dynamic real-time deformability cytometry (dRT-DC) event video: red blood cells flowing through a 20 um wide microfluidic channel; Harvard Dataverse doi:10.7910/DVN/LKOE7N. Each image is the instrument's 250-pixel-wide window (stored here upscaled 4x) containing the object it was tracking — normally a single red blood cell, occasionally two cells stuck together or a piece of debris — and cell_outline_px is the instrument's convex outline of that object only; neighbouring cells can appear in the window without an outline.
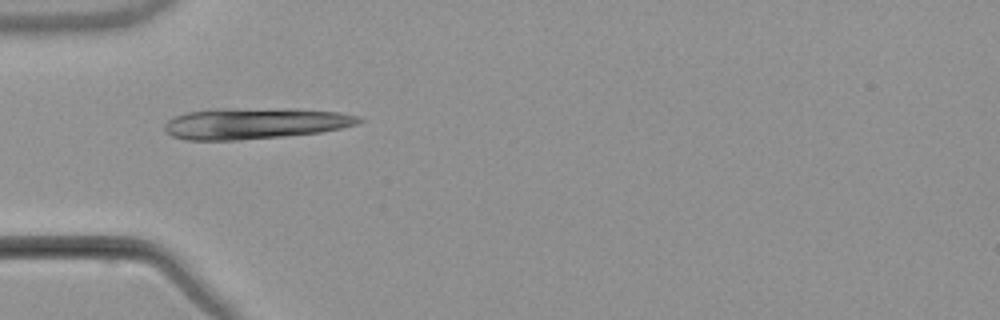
{"species": "common noctule bat (a hibernating species)", "species_latin": "Nyctalus noctula", "temperature_condition": "warm", "stored_images_in_passage": 2, "camera_frame_rate_fps": 3000, "um_per_image_px": 0.085, "animal": {"sex": "male", "body_mass_g": 21.5, "forearm_length_mm": 52.0}, "frame": {"image": 1, "passage_image": 1, "time_ms": 0.0, "image_size_px": [1000, 320], "cell_outline_px": [[364, 120], [356, 124], [340, 128], [320, 132], [284, 136], [240, 140], [184, 140], [172, 136], [164, 128], [164, 124], [168, 120], [176, 116], [188, 112], [216, 108], [296, 108], [340, 112], [360, 116]], "centroid_in_image_um": [21.68, 10.47], "position_along_channel_um": 63.3, "area_um2": 35.6}}
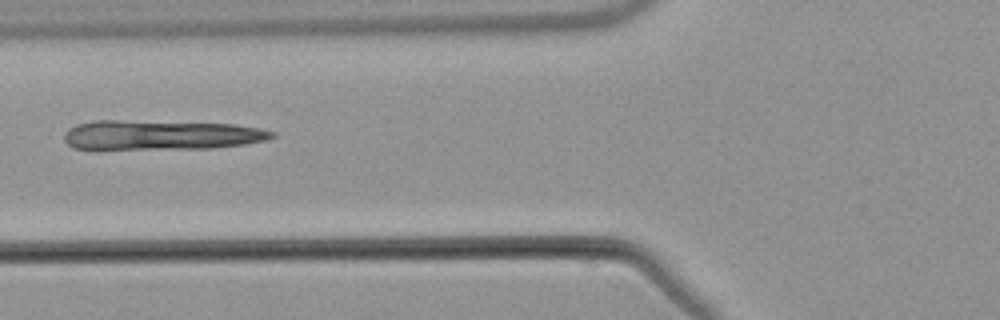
{"frame": {"image": 2, "passage_image": 2, "time_ms": 1.333, "image_size_px": [1000, 320], "cell_outline_px": [[276, 136], [264, 140], [244, 144], [212, 148], [72, 148], [64, 140], [64, 132], [68, 128], [76, 124], [96, 120], [120, 120], [236, 124], [260, 128], [276, 132]], "centroid_in_image_um": [13.69, 11.45], "position_along_channel_um": 112.1, "area_um2": 35.66}}